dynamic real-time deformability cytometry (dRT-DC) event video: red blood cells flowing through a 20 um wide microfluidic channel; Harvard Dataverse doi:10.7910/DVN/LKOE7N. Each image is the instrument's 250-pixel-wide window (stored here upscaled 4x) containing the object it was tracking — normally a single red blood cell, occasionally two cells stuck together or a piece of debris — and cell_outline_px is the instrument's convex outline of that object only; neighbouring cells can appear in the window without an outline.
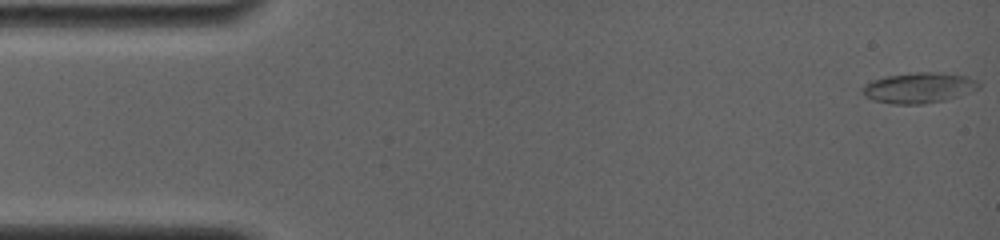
{"species": "common noctule bat (a hibernating species)", "species_latin": "Nyctalus noctula", "temperature_condition": "room temperature", "stored_images_in_passage": 5, "camera_frame_rate_fps": 4000, "um_per_image_px": 0.085, "animal": {"sex": "female", "body_mass_g": 19.0, "forearm_length_mm": 56.7}, "frame": {"image": 1, "passage_image": 1, "time_ms": 0.0, "image_size_px": [1000, 240], "cell_outline_px": [[980, 88], [944, 100], [924, 104], [892, 104], [872, 100], [864, 96], [860, 92], [864, 84], [872, 80], [888, 76], [916, 72], [936, 72], [968, 76], [976, 80], [980, 84]], "centroid_in_image_um": [78.06, 7.46], "position_along_channel_um": 6.9, "area_um2": 20.69}}
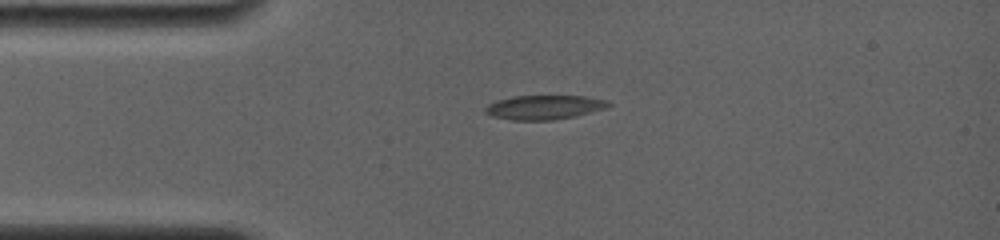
{"frame": {"image": 2, "passage_image": 4, "time_ms": 3.5, "image_size_px": [1000, 240], "cell_outline_px": [[612, 104], [604, 108], [576, 116], [552, 120], [512, 120], [492, 116], [484, 112], [484, 108], [488, 104], [496, 100], [512, 96], [584, 96], [604, 100]], "centroid_in_image_um": [46.19, 9.12], "position_along_channel_um": 38.8, "area_um2": 17.28}}